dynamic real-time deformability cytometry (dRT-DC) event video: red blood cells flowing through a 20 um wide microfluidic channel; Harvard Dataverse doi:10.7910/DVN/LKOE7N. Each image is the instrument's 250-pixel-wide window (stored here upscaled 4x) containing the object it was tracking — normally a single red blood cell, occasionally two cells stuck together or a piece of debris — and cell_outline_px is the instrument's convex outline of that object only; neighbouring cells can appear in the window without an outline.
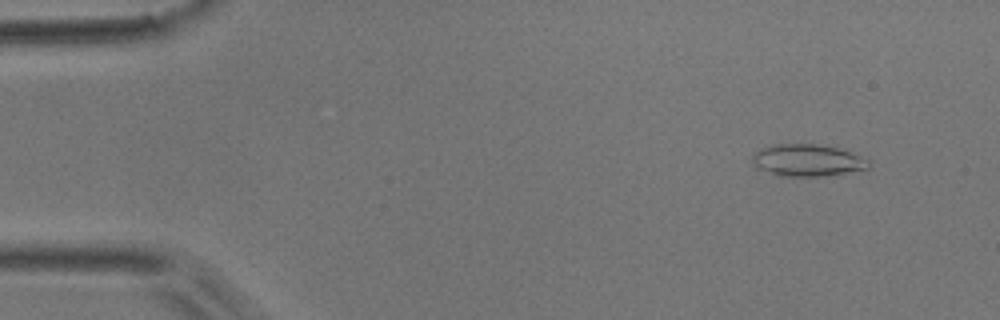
{"species": "common noctule bat (a hibernating species)", "species_latin": "Nyctalus noctula", "temperature_condition": "room temperature", "stored_images_in_passage": 47, "camera_frame_rate_fps": 3000, "um_per_image_px": 0.085, "animal": {"sex": "male", "body_mass_g": 17.9}, "frame": {"image": 1, "passage_image": 1, "time_ms": 0.0, "image_size_px": [1000, 320], "cell_outline_px": [[868, 168], [824, 176], [780, 176], [756, 168], [752, 164], [752, 156], [760, 148], [772, 144], [816, 144], [836, 148], [848, 152], [868, 160]], "centroid_in_image_um": [68.53, 13.63], "position_along_channel_um": 16.5, "area_um2": 21.39}}
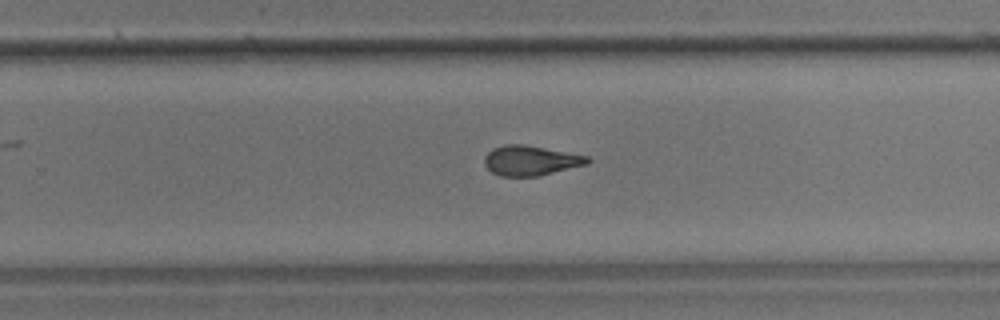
{"frame": {"image": 2, "passage_image": 29, "time_ms": 9.333, "image_size_px": [1000, 320], "cell_outline_px": [[592, 160], [588, 164], [540, 176], [500, 176], [492, 172], [484, 164], [484, 156], [492, 148], [504, 144], [520, 144], [588, 156]], "centroid_in_image_um": [45.09, 13.65], "position_along_channel_um": 284.7, "area_um2": 17.92}}
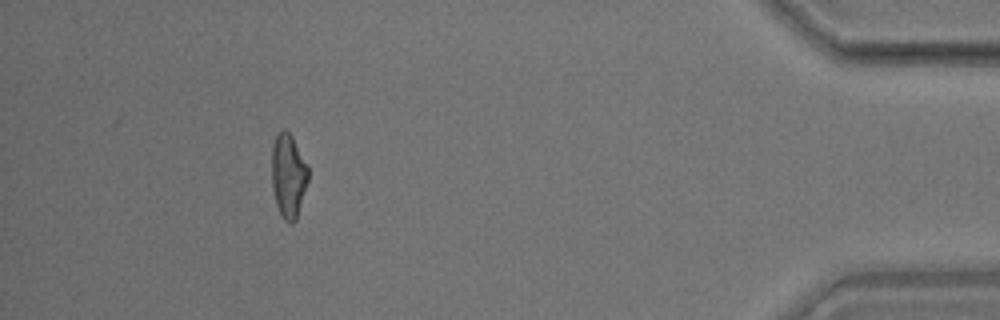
{"frame": {"image": 3, "passage_image": 43, "time_ms": 14.0, "image_size_px": [1000, 320], "cell_outline_px": [[308, 180], [296, 220], [292, 224], [284, 220], [276, 204], [272, 188], [272, 148], [276, 136], [284, 128], [292, 136], [308, 168]], "centroid_in_image_um": [24.5, 14.96], "position_along_channel_um": 410.7, "area_um2": 17.57}, "authors_computed_cell_mechanics": {"area_um2": 18.3804, "velocity_mm_per_s": 3.9197, "shape_relaxation_time_tau1_ms": 6.1082, "shape_relaxation_time_tau2_ms": 2.4533, "deformation_change_tau1": 0.1734, "deformation_change_tau2": 0.1096}}